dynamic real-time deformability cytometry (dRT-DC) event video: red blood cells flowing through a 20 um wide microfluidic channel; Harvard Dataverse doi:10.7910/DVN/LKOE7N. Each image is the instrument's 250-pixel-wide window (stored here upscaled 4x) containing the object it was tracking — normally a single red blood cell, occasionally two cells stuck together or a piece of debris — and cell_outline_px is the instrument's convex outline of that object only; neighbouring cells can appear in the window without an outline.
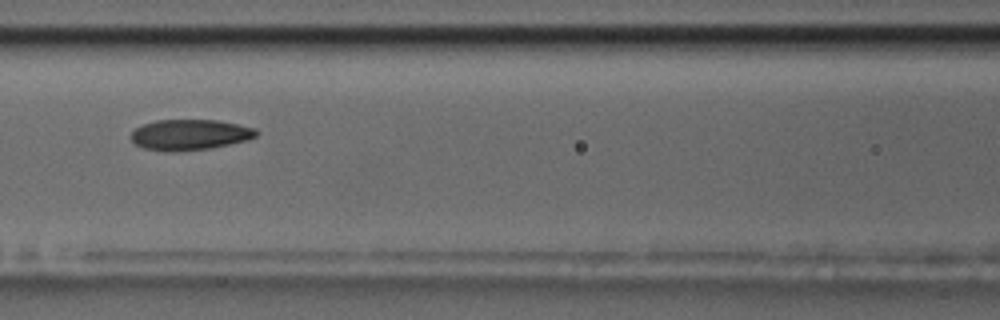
{"species": "common noctule bat (a hibernating species)", "species_latin": "Nyctalus noctula", "temperature_condition": "room temperature", "stored_images_in_passage": 6, "camera_frame_rate_fps": 3000, "um_per_image_px": 0.085, "animal": {"sex": "male", "body_mass_g": 17.5, "forearm_length_mm": 52.3}, "frame": {"image": 1, "passage_image": 4, "time_ms": 3.333, "image_size_px": [1000, 320], "cell_outline_px": [[256, 136], [248, 140], [208, 148], [176, 152], [172, 152], [144, 148], [136, 144], [128, 136], [136, 128], [144, 124], [156, 120], [216, 120], [256, 128]], "centroid_in_image_um": [16.1, 11.45], "position_along_channel_um": 150.5, "area_um2": 22.2}}
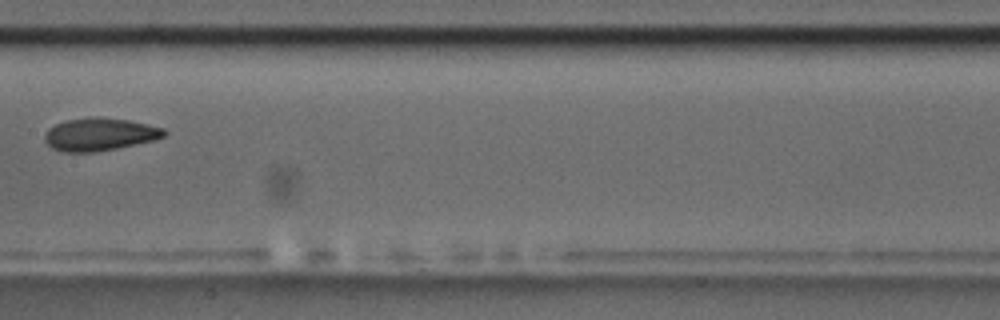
{"frame": {"image": 2, "passage_image": 5, "time_ms": 4.667, "image_size_px": [1000, 320], "cell_outline_px": [[168, 132], [164, 136], [152, 140], [116, 148], [92, 152], [60, 152], [52, 148], [44, 140], [44, 136], [48, 128], [56, 124], [68, 120], [88, 116], [128, 120], [148, 124], [164, 128]], "centroid_in_image_um": [8.44, 11.41], "position_along_channel_um": 199.0, "area_um2": 22.66}}
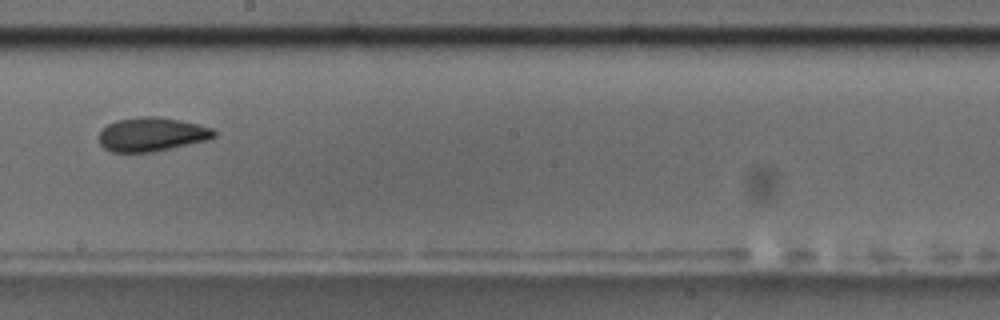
{"frame": {"image": 3, "passage_image": 6, "time_ms": 5.667, "image_size_px": [1000, 320], "cell_outline_px": [[216, 136], [208, 140], [156, 152], [112, 152], [104, 148], [100, 144], [100, 132], [108, 124], [116, 120], [140, 116], [156, 116], [180, 120], [212, 128], [216, 132]], "centroid_in_image_um": [12.91, 11.43], "position_along_channel_um": 235.3, "area_um2": 22.83}}